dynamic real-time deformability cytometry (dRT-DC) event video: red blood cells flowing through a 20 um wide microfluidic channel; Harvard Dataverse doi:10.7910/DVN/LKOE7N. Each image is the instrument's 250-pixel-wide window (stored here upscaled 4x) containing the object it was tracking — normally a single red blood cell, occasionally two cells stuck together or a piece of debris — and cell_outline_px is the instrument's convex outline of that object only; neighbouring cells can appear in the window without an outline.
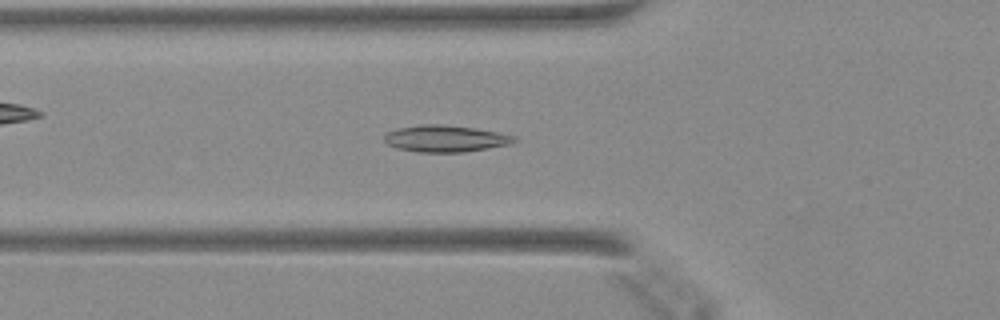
{"species": "Egyptian fruit bat (a non-hibernating species)", "species_latin": "Rousettus aegyptiacus", "temperature_condition": "warm", "stored_images_in_passage": 39, "camera_frame_rate_fps": 3000, "um_per_image_px": 0.085, "animal": {"sex": "female"}, "frame": {"image": 1, "passage_image": 8, "time_ms": 2.333, "image_size_px": [1000, 320], "cell_outline_px": [[516, 140], [512, 144], [464, 152], [416, 152], [396, 148], [388, 144], [384, 140], [384, 136], [388, 132], [396, 128], [420, 124], [440, 124], [476, 128], [516, 136]], "centroid_in_image_um": [37.85, 11.78], "position_along_channel_um": 88.0, "area_um2": 20.29}}
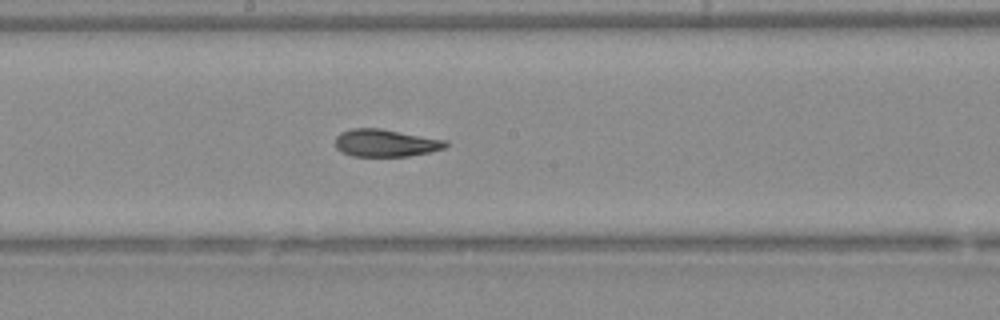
{"frame": {"image": 2, "passage_image": 17, "time_ms": 5.333, "image_size_px": [1000, 320], "cell_outline_px": [[448, 144], [444, 148], [428, 152], [408, 156], [352, 156], [340, 152], [336, 148], [336, 136], [340, 132], [352, 128], [380, 128], [448, 140]], "centroid_in_image_um": [32.75, 12.15], "position_along_channel_um": 215.4, "area_um2": 17.74}}
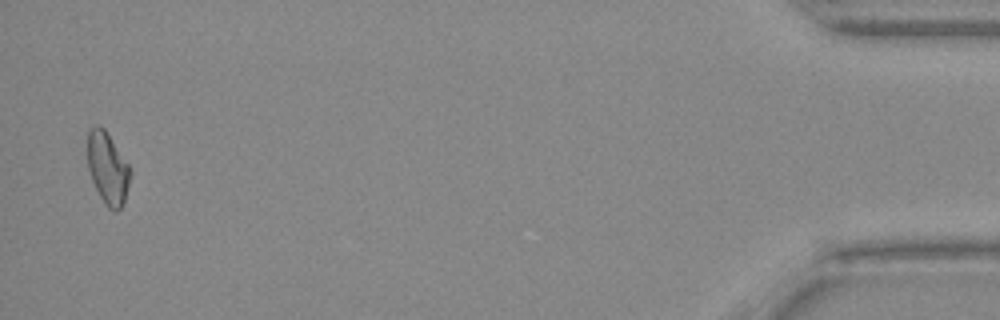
{"frame": {"image": 3, "passage_image": 38, "time_ms": 12.333, "image_size_px": [1000, 320], "cell_outline_px": [[132, 172], [128, 188], [124, 200], [120, 208], [116, 212], [108, 208], [100, 196], [92, 180], [88, 168], [88, 132], [96, 124], [100, 124], [104, 128], [128, 164]], "centroid_in_image_um": [9.16, 14.29], "position_along_channel_um": 426.0, "area_um2": 17.69}}